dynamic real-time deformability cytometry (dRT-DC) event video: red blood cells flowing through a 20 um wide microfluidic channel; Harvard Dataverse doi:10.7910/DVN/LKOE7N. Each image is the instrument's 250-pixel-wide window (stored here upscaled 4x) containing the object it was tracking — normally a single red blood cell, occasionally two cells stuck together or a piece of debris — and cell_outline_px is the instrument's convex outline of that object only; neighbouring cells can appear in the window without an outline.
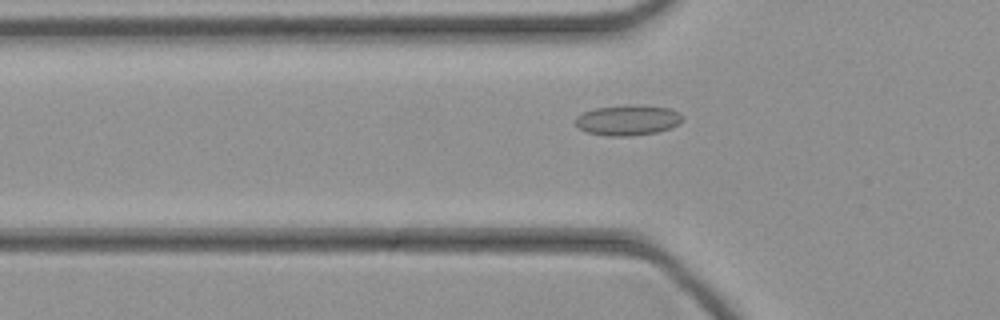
{"species": "common noctule bat (a hibernating species)", "species_latin": "Nyctalus noctula", "temperature_condition": "cold", "stored_images_in_passage": 37, "camera_frame_rate_fps": 3000, "um_per_image_px": 0.085, "animal": {"sex": "female", "body_mass_g": 21.9}, "frame": {"image": 1, "passage_image": 7, "time_ms": 2.0, "image_size_px": [1000, 320], "cell_outline_px": [[684, 116], [680, 124], [672, 128], [656, 132], [628, 136], [608, 136], [588, 132], [580, 128], [576, 124], [576, 116], [584, 112], [596, 108], [628, 104], [640, 104], [672, 108], [680, 112]], "centroid_in_image_um": [53.44, 10.19], "position_along_channel_um": 72.4, "area_um2": 19.25}}
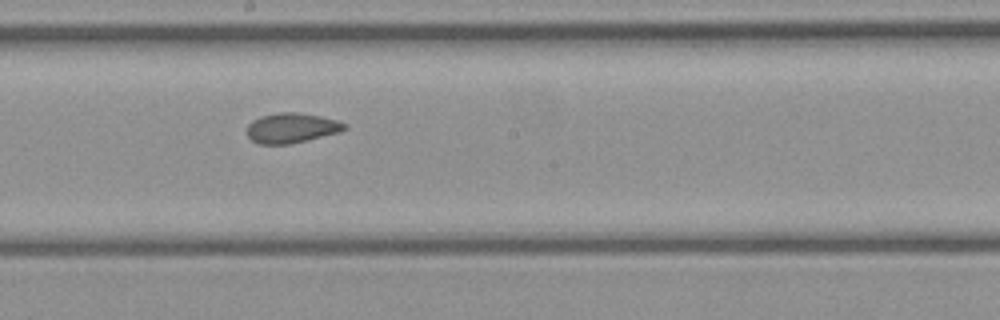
{"frame": {"image": 2, "passage_image": 17, "time_ms": 5.333, "image_size_px": [1000, 320], "cell_outline_px": [[348, 128], [340, 132], [288, 144], [260, 144], [252, 140], [248, 136], [248, 124], [252, 120], [260, 116], [276, 112], [300, 112], [340, 120], [348, 124]], "centroid_in_image_um": [24.82, 10.85], "position_along_channel_um": 223.4, "area_um2": 17.17}}
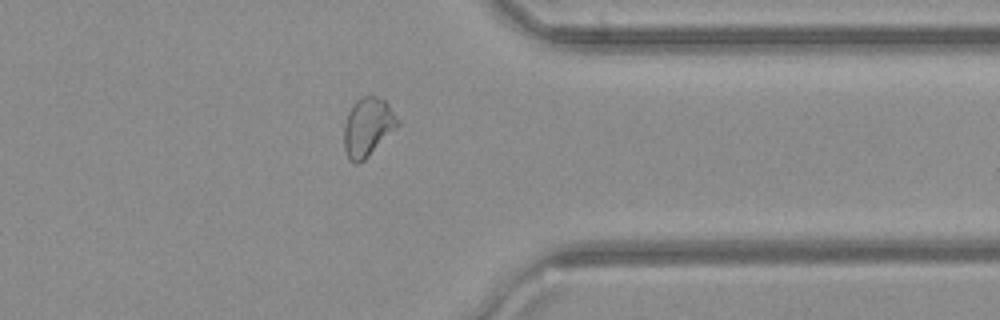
{"frame": {"image": 3, "passage_image": 28, "time_ms": 9.0, "image_size_px": [1000, 320], "cell_outline_px": [[400, 124], [364, 160], [356, 164], [348, 156], [344, 148], [344, 124], [348, 112], [352, 104], [356, 100], [364, 96], [376, 96], [384, 100], [388, 104], [400, 120]], "centroid_in_image_um": [31.26, 10.77], "position_along_channel_um": 380.1, "area_um2": 18.15}}